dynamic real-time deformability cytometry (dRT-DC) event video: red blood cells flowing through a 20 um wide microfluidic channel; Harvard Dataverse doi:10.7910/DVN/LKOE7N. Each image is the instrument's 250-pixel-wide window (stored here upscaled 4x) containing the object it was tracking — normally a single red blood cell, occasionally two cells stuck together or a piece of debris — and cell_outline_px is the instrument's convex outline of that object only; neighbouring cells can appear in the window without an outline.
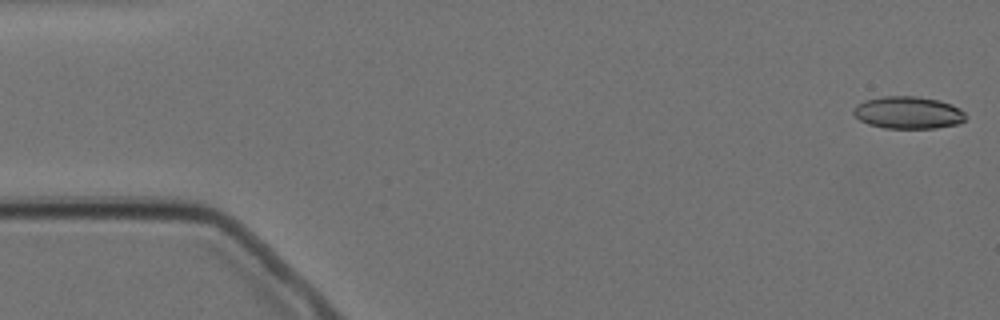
{"species": "Egyptian fruit bat (a non-hibernating species)", "species_latin": "Rousettus aegyptiacus", "temperature_condition": "cold", "stored_images_in_passage": 4, "camera_frame_rate_fps": 3000, "um_per_image_px": 0.085, "animal": {"sex": "female"}, "frame": {"image": 1, "passage_image": 1, "time_ms": 0.0, "image_size_px": [1000, 320], "cell_outline_px": [[968, 116], [960, 124], [936, 128], [884, 128], [868, 124], [860, 120], [852, 112], [852, 108], [856, 104], [864, 100], [884, 96], [916, 96], [940, 100], [952, 104], [960, 108]], "centroid_in_image_um": [77.21, 9.57], "position_along_channel_um": 7.8, "area_um2": 21.44}}
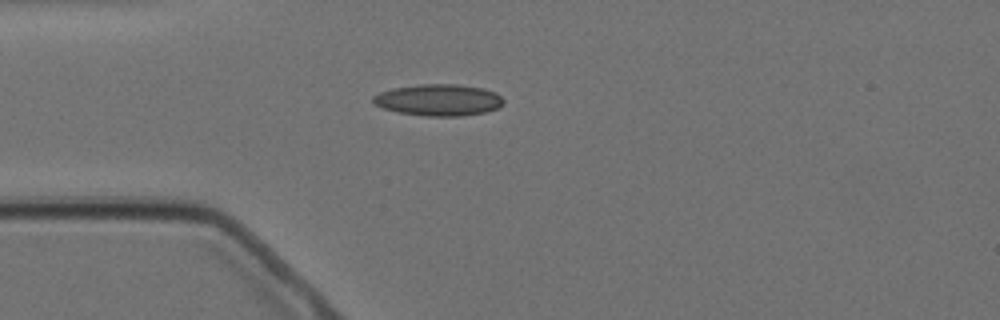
{"frame": {"image": 2, "passage_image": 4, "time_ms": 4.333, "image_size_px": [1000, 320], "cell_outline_px": [[504, 104], [496, 108], [484, 112], [460, 116], [424, 116], [400, 112], [384, 108], [376, 104], [372, 100], [372, 96], [380, 92], [392, 88], [420, 84], [456, 84], [484, 88], [496, 92], [504, 100]], "centroid_in_image_um": [37.3, 8.49], "position_along_channel_um": 47.7, "area_um2": 23.93}}